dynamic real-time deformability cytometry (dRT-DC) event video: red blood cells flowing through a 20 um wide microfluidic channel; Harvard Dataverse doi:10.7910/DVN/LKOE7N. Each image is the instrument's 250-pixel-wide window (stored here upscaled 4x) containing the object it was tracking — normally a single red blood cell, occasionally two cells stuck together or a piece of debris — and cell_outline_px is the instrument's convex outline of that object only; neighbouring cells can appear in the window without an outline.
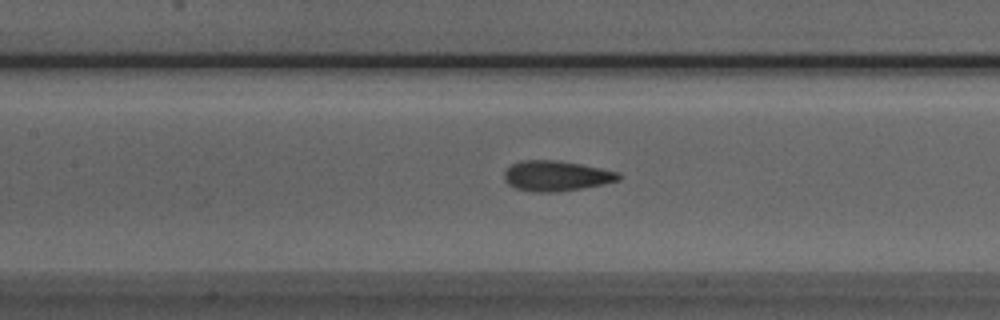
{"species": "Egyptian fruit bat (a non-hibernating species)", "species_latin": "Rousettus aegyptiacus", "temperature_condition": "room temperature", "stored_images_in_passage": 34, "camera_frame_rate_fps": 3000, "um_per_image_px": 0.085, "animal": {"sex": "male"}, "frame": {"image": 1, "passage_image": 16, "time_ms": 5.0, "image_size_px": [1000, 320], "cell_outline_px": [[620, 180], [604, 184], [556, 192], [532, 192], [516, 188], [508, 184], [504, 180], [504, 172], [512, 164], [520, 160], [556, 160], [580, 164], [620, 172]], "centroid_in_image_um": [47.27, 14.95], "position_along_channel_um": 160.1, "area_um2": 20.17}}
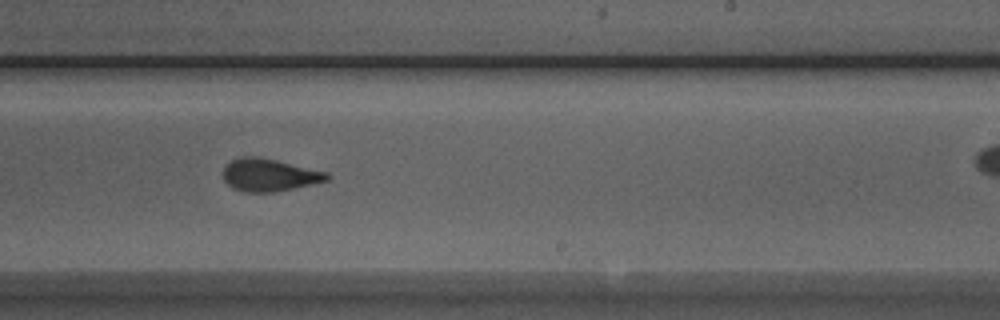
{"frame": {"image": 2, "passage_image": 24, "time_ms": 7.667, "image_size_px": [1000, 320], "cell_outline_px": [[332, 176], [328, 180], [312, 184], [276, 192], [244, 192], [232, 188], [224, 180], [224, 168], [232, 160], [240, 156], [256, 156], [276, 160], [328, 172]], "centroid_in_image_um": [22.9, 14.88], "position_along_channel_um": 266.1, "area_um2": 19.71}}
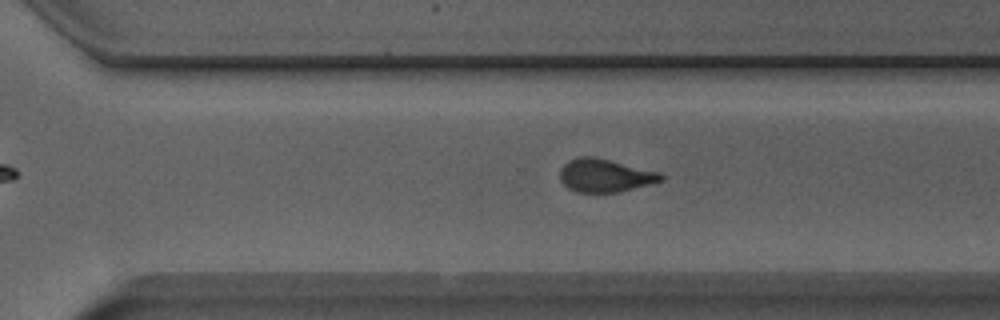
{"frame": {"image": 3, "passage_image": 28, "time_ms": 9.0, "image_size_px": [1000, 320], "cell_outline_px": [[664, 180], [616, 192], [576, 192], [568, 188], [560, 180], [560, 168], [568, 160], [580, 156], [592, 156], [660, 172], [664, 176]], "centroid_in_image_um": [51.39, 14.91], "position_along_channel_um": 319.2, "area_um2": 19.31}}